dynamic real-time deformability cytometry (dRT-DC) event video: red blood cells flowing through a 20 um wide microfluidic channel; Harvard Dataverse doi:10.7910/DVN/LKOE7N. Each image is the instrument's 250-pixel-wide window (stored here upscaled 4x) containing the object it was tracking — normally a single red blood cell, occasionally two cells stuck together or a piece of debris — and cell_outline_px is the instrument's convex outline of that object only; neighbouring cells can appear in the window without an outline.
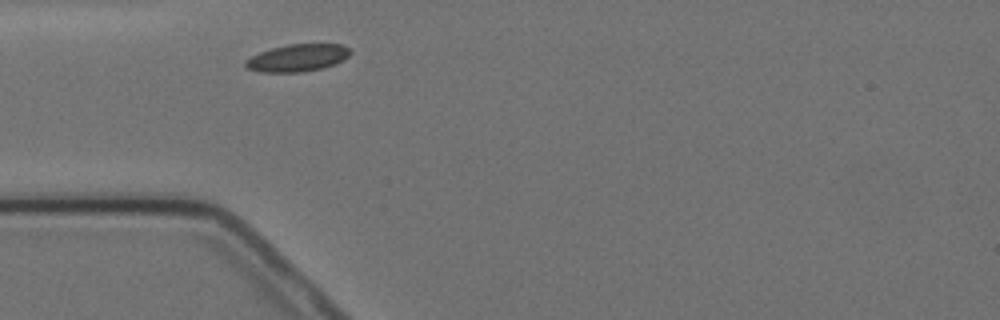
{"species": "Egyptian fruit bat (a non-hibernating species)", "species_latin": "Rousettus aegyptiacus", "temperature_condition": "cold", "stored_images_in_passage": 5, "camera_frame_rate_fps": 3000, "um_per_image_px": 0.085, "animal": {"sex": "female"}, "frame": {"image": 1, "passage_image": 1, "time_ms": 0.0, "image_size_px": [1000, 320], "cell_outline_px": [[352, 52], [344, 60], [336, 64], [324, 68], [304, 72], [260, 72], [248, 68], [244, 64], [244, 60], [260, 52], [272, 48], [288, 44], [344, 44]], "centroid_in_image_um": [25.32, 4.92], "position_along_channel_um": 59.7, "area_um2": 16.82}}
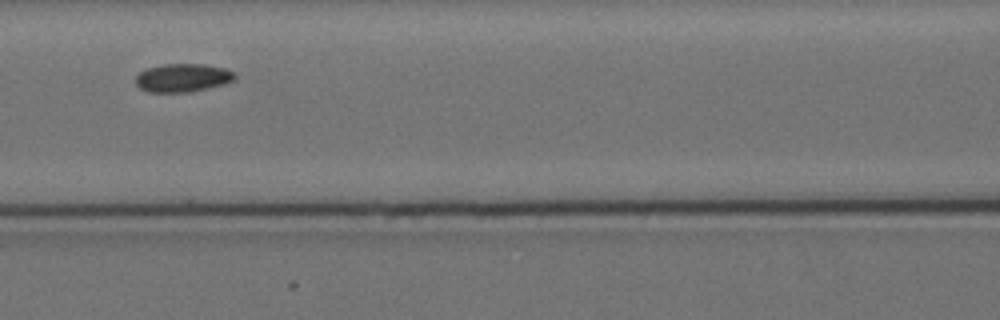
{"frame": {"image": 2, "passage_image": 3, "time_ms": 2.667, "image_size_px": [1000, 320], "cell_outline_px": [[236, 76], [232, 80], [224, 84], [188, 92], [148, 92], [140, 88], [136, 84], [136, 76], [140, 72], [148, 68], [164, 64], [204, 64], [224, 68], [232, 72]], "centroid_in_image_um": [15.5, 6.61], "position_along_channel_um": 151.1, "area_um2": 16.13}}
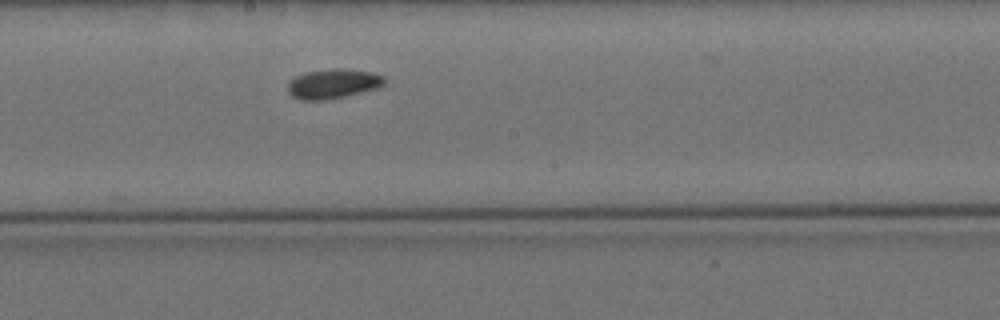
{"frame": {"image": 3, "passage_image": 5, "time_ms": 4.667, "image_size_px": [1000, 320], "cell_outline_px": [[384, 84], [376, 88], [328, 100], [300, 100], [292, 96], [288, 92], [288, 84], [296, 76], [308, 72], [336, 68], [344, 68], [372, 72], [384, 76]], "centroid_in_image_um": [28.3, 7.12], "position_along_channel_um": 219.9, "area_um2": 16.47}}